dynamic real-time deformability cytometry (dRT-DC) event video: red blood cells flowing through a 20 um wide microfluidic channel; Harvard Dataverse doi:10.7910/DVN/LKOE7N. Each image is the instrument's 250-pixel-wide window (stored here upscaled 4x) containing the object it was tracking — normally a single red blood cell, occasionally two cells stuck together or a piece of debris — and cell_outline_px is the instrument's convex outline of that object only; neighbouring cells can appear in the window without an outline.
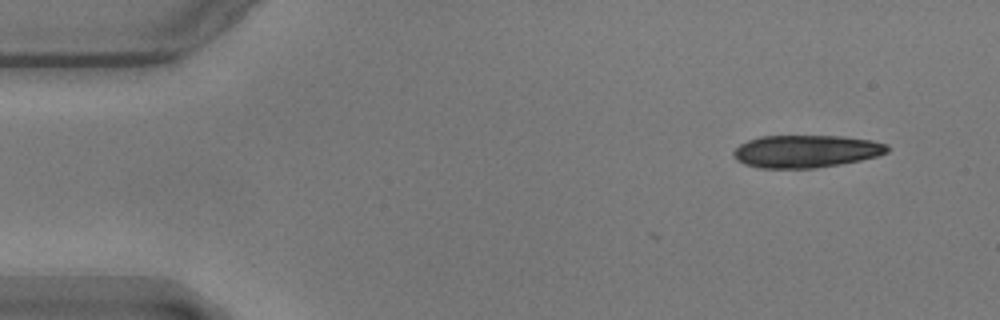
{"species": "common noctule bat (a hibernating species)", "species_latin": "Nyctalus noctula", "temperature_condition": "warm", "stored_images_in_passage": 4, "camera_frame_rate_fps": 3000, "um_per_image_px": 0.085, "animal": {"sex": "male", "body_mass_g": 17.9}, "frame": {"image": 1, "passage_image": 1, "time_ms": 0.0, "image_size_px": [1000, 320], "cell_outline_px": [[888, 152], [876, 156], [860, 160], [840, 164], [816, 168], [760, 168], [744, 164], [736, 160], [732, 152], [740, 144], [748, 140], [760, 136], [840, 136], [868, 140], [888, 144]], "centroid_in_image_um": [68.47, 12.86], "position_along_channel_um": 16.5, "area_um2": 29.07}}